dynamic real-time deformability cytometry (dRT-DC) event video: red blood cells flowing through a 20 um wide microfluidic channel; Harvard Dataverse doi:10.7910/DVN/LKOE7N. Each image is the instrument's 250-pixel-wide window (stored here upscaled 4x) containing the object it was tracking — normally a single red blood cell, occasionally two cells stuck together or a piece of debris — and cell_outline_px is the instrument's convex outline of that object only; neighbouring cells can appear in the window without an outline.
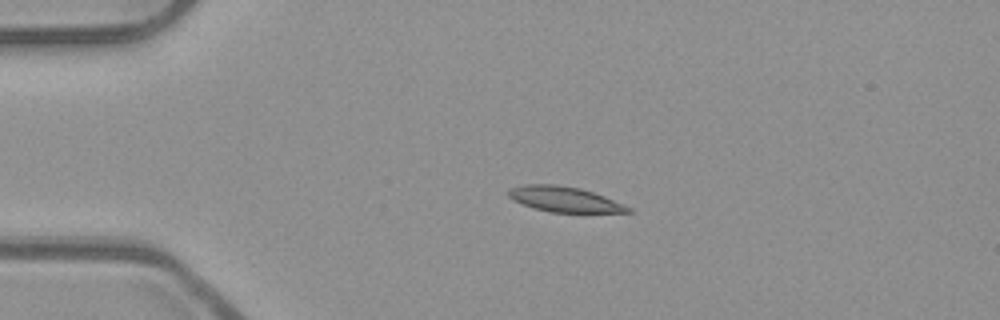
{"species": "common noctule bat (a hibernating species)", "species_latin": "Nyctalus noctula", "temperature_condition": "room temperature", "stored_images_in_passage": 42, "camera_frame_rate_fps": 3000, "um_per_image_px": 0.085, "animal": {"sex": "male", "body_mass_g": 23.1, "forearm_length_mm": 52.7}, "frame": {"image": 1, "passage_image": 1, "time_ms": 0.0, "image_size_px": [1000, 320], "cell_outline_px": [[632, 212], [552, 212], [536, 208], [524, 204], [508, 196], [508, 192], [512, 188], [524, 184], [556, 184], [580, 188], [604, 196], [632, 208]], "centroid_in_image_um": [48.0, 16.93], "position_along_channel_um": 37.0, "area_um2": 17.22}}
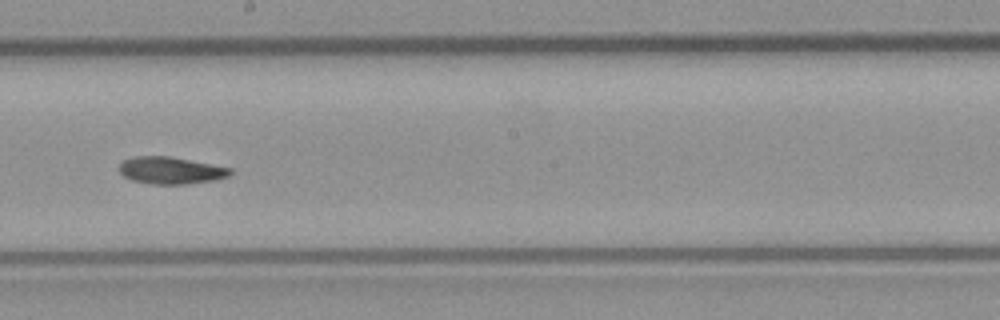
{"frame": {"image": 2, "passage_image": 19, "time_ms": 6.0, "image_size_px": [1000, 320], "cell_outline_px": [[232, 172], [228, 176], [216, 180], [184, 184], [152, 184], [132, 180], [124, 176], [120, 172], [120, 160], [132, 156], [168, 156], [232, 168]], "centroid_in_image_um": [14.49, 14.48], "position_along_channel_um": 233.7, "area_um2": 17.51}}
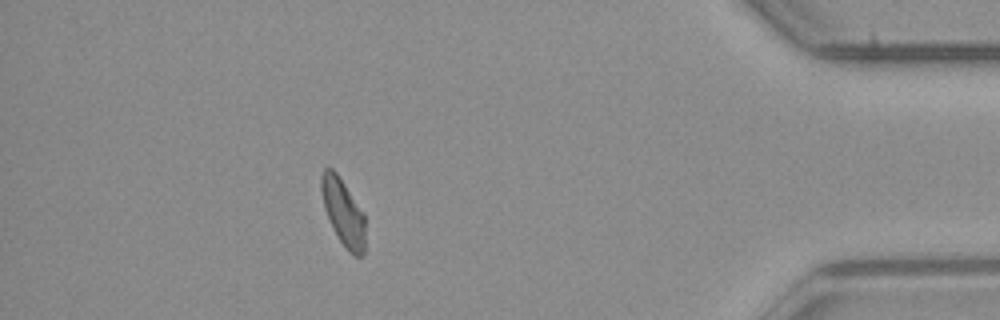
{"frame": {"image": 3, "passage_image": 36, "time_ms": 11.667, "image_size_px": [1000, 320], "cell_outline_px": [[364, 252], [360, 256], [356, 256], [348, 252], [340, 240], [324, 208], [320, 188], [320, 176], [324, 168], [332, 168], [336, 172], [344, 184], [364, 216]], "centroid_in_image_um": [29.14, 18.02], "position_along_channel_um": 406.1, "area_um2": 16.47}, "authors_computed_cell_mechanics": {"area_um2": 17.4845, "velocity_mm_per_s": 3.9305, "shape_relaxation_time_tau1_ms": null, "shape_relaxation_time_tau2_ms": 9.5383, "deformation_change_tau1": null, "deformation_change_tau2": 0.1383}}